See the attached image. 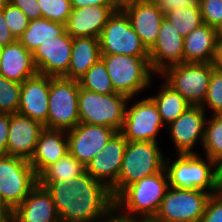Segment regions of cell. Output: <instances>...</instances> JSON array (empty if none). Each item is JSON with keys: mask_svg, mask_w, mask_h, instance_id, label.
Returning <instances> with one entry per match:
<instances>
[{"mask_svg": "<svg viewBox=\"0 0 222 222\" xmlns=\"http://www.w3.org/2000/svg\"><path fill=\"white\" fill-rule=\"evenodd\" d=\"M51 194L60 222H95L114 208L110 189L86 171L54 183H39Z\"/></svg>", "mask_w": 222, "mask_h": 222, "instance_id": "6da1fadb", "label": "cell"}, {"mask_svg": "<svg viewBox=\"0 0 222 222\" xmlns=\"http://www.w3.org/2000/svg\"><path fill=\"white\" fill-rule=\"evenodd\" d=\"M169 188L165 168L126 186L115 198L114 208L138 222L151 221L157 214ZM124 210L123 212H120Z\"/></svg>", "mask_w": 222, "mask_h": 222, "instance_id": "7a4b0ae2", "label": "cell"}, {"mask_svg": "<svg viewBox=\"0 0 222 222\" xmlns=\"http://www.w3.org/2000/svg\"><path fill=\"white\" fill-rule=\"evenodd\" d=\"M169 186L181 190H203L215 194L222 189L219 165L200 154H178L173 162L164 161Z\"/></svg>", "mask_w": 222, "mask_h": 222, "instance_id": "3957f363", "label": "cell"}, {"mask_svg": "<svg viewBox=\"0 0 222 222\" xmlns=\"http://www.w3.org/2000/svg\"><path fill=\"white\" fill-rule=\"evenodd\" d=\"M164 161L156 141H128L117 182L110 188L113 198L126 186L160 172Z\"/></svg>", "mask_w": 222, "mask_h": 222, "instance_id": "277c9868", "label": "cell"}, {"mask_svg": "<svg viewBox=\"0 0 222 222\" xmlns=\"http://www.w3.org/2000/svg\"><path fill=\"white\" fill-rule=\"evenodd\" d=\"M116 93L133 98L151 86L152 69L149 57L125 54H101Z\"/></svg>", "mask_w": 222, "mask_h": 222, "instance_id": "5b68a950", "label": "cell"}, {"mask_svg": "<svg viewBox=\"0 0 222 222\" xmlns=\"http://www.w3.org/2000/svg\"><path fill=\"white\" fill-rule=\"evenodd\" d=\"M38 184L28 160L0 155V206L11 213Z\"/></svg>", "mask_w": 222, "mask_h": 222, "instance_id": "8992f818", "label": "cell"}, {"mask_svg": "<svg viewBox=\"0 0 222 222\" xmlns=\"http://www.w3.org/2000/svg\"><path fill=\"white\" fill-rule=\"evenodd\" d=\"M127 100L123 94H99L79 88V123L106 126L120 132Z\"/></svg>", "mask_w": 222, "mask_h": 222, "instance_id": "52a82bcc", "label": "cell"}, {"mask_svg": "<svg viewBox=\"0 0 222 222\" xmlns=\"http://www.w3.org/2000/svg\"><path fill=\"white\" fill-rule=\"evenodd\" d=\"M79 82L50 77L47 129L69 130L79 124Z\"/></svg>", "mask_w": 222, "mask_h": 222, "instance_id": "ba28073f", "label": "cell"}, {"mask_svg": "<svg viewBox=\"0 0 222 222\" xmlns=\"http://www.w3.org/2000/svg\"><path fill=\"white\" fill-rule=\"evenodd\" d=\"M211 194L203 190L170 187L150 222H200Z\"/></svg>", "mask_w": 222, "mask_h": 222, "instance_id": "9c48e42d", "label": "cell"}, {"mask_svg": "<svg viewBox=\"0 0 222 222\" xmlns=\"http://www.w3.org/2000/svg\"><path fill=\"white\" fill-rule=\"evenodd\" d=\"M213 69L212 63H180L169 67L160 75L190 105L201 106L206 97Z\"/></svg>", "mask_w": 222, "mask_h": 222, "instance_id": "30bf717a", "label": "cell"}, {"mask_svg": "<svg viewBox=\"0 0 222 222\" xmlns=\"http://www.w3.org/2000/svg\"><path fill=\"white\" fill-rule=\"evenodd\" d=\"M101 54H125L149 57V50L131 26L124 11H114L108 18L100 37Z\"/></svg>", "mask_w": 222, "mask_h": 222, "instance_id": "8fae6325", "label": "cell"}, {"mask_svg": "<svg viewBox=\"0 0 222 222\" xmlns=\"http://www.w3.org/2000/svg\"><path fill=\"white\" fill-rule=\"evenodd\" d=\"M133 98H128L124 123L120 133L127 141H156L159 130L164 126L160 114L154 101L144 98L130 105L128 102Z\"/></svg>", "mask_w": 222, "mask_h": 222, "instance_id": "7c38bea8", "label": "cell"}, {"mask_svg": "<svg viewBox=\"0 0 222 222\" xmlns=\"http://www.w3.org/2000/svg\"><path fill=\"white\" fill-rule=\"evenodd\" d=\"M116 133L110 127L79 123L67 130L69 153L86 167Z\"/></svg>", "mask_w": 222, "mask_h": 222, "instance_id": "4fadbf2b", "label": "cell"}, {"mask_svg": "<svg viewBox=\"0 0 222 222\" xmlns=\"http://www.w3.org/2000/svg\"><path fill=\"white\" fill-rule=\"evenodd\" d=\"M72 42L73 38L65 31L61 36L40 44L32 53L38 74L67 78Z\"/></svg>", "mask_w": 222, "mask_h": 222, "instance_id": "5bb4252c", "label": "cell"}, {"mask_svg": "<svg viewBox=\"0 0 222 222\" xmlns=\"http://www.w3.org/2000/svg\"><path fill=\"white\" fill-rule=\"evenodd\" d=\"M184 38L164 18L155 44L149 49L152 72L162 74L169 67L184 63Z\"/></svg>", "mask_w": 222, "mask_h": 222, "instance_id": "9a60e30c", "label": "cell"}, {"mask_svg": "<svg viewBox=\"0 0 222 222\" xmlns=\"http://www.w3.org/2000/svg\"><path fill=\"white\" fill-rule=\"evenodd\" d=\"M206 112L201 106H189L174 122L166 128L169 129L170 136L178 154H196L193 151L195 144L200 145L204 141V131L206 123Z\"/></svg>", "mask_w": 222, "mask_h": 222, "instance_id": "2e32d148", "label": "cell"}, {"mask_svg": "<svg viewBox=\"0 0 222 222\" xmlns=\"http://www.w3.org/2000/svg\"><path fill=\"white\" fill-rule=\"evenodd\" d=\"M127 142L126 138L117 132L86 165V172L110 189L117 182L121 171Z\"/></svg>", "mask_w": 222, "mask_h": 222, "instance_id": "e0dca14e", "label": "cell"}, {"mask_svg": "<svg viewBox=\"0 0 222 222\" xmlns=\"http://www.w3.org/2000/svg\"><path fill=\"white\" fill-rule=\"evenodd\" d=\"M50 76L37 74L21 83L18 114L41 123L47 129Z\"/></svg>", "mask_w": 222, "mask_h": 222, "instance_id": "ac0fdd59", "label": "cell"}, {"mask_svg": "<svg viewBox=\"0 0 222 222\" xmlns=\"http://www.w3.org/2000/svg\"><path fill=\"white\" fill-rule=\"evenodd\" d=\"M45 127L29 117L10 114L9 136L5 155L30 160L35 152L40 133Z\"/></svg>", "mask_w": 222, "mask_h": 222, "instance_id": "d6986e66", "label": "cell"}, {"mask_svg": "<svg viewBox=\"0 0 222 222\" xmlns=\"http://www.w3.org/2000/svg\"><path fill=\"white\" fill-rule=\"evenodd\" d=\"M10 216L14 222H60L51 194L39 183Z\"/></svg>", "mask_w": 222, "mask_h": 222, "instance_id": "ffe728a7", "label": "cell"}, {"mask_svg": "<svg viewBox=\"0 0 222 222\" xmlns=\"http://www.w3.org/2000/svg\"><path fill=\"white\" fill-rule=\"evenodd\" d=\"M131 26L149 50L156 42L161 24L165 18L158 4L143 0L124 10Z\"/></svg>", "mask_w": 222, "mask_h": 222, "instance_id": "44dd1931", "label": "cell"}, {"mask_svg": "<svg viewBox=\"0 0 222 222\" xmlns=\"http://www.w3.org/2000/svg\"><path fill=\"white\" fill-rule=\"evenodd\" d=\"M113 6H89L72 8L65 25L66 32L72 37H95L100 34L108 18L114 13Z\"/></svg>", "mask_w": 222, "mask_h": 222, "instance_id": "7402d4cb", "label": "cell"}, {"mask_svg": "<svg viewBox=\"0 0 222 222\" xmlns=\"http://www.w3.org/2000/svg\"><path fill=\"white\" fill-rule=\"evenodd\" d=\"M69 153L66 130L44 129L39 136L35 152L29 163L39 176L48 166Z\"/></svg>", "mask_w": 222, "mask_h": 222, "instance_id": "603a6c76", "label": "cell"}, {"mask_svg": "<svg viewBox=\"0 0 222 222\" xmlns=\"http://www.w3.org/2000/svg\"><path fill=\"white\" fill-rule=\"evenodd\" d=\"M37 74L32 52L18 40L2 48L0 75L22 83Z\"/></svg>", "mask_w": 222, "mask_h": 222, "instance_id": "cb8c5ba5", "label": "cell"}, {"mask_svg": "<svg viewBox=\"0 0 222 222\" xmlns=\"http://www.w3.org/2000/svg\"><path fill=\"white\" fill-rule=\"evenodd\" d=\"M218 30L202 24L184 37V63H212Z\"/></svg>", "mask_w": 222, "mask_h": 222, "instance_id": "d4e9b609", "label": "cell"}, {"mask_svg": "<svg viewBox=\"0 0 222 222\" xmlns=\"http://www.w3.org/2000/svg\"><path fill=\"white\" fill-rule=\"evenodd\" d=\"M101 58L99 38L75 37L72 42L68 79L78 80Z\"/></svg>", "mask_w": 222, "mask_h": 222, "instance_id": "484cf974", "label": "cell"}, {"mask_svg": "<svg viewBox=\"0 0 222 222\" xmlns=\"http://www.w3.org/2000/svg\"><path fill=\"white\" fill-rule=\"evenodd\" d=\"M65 31L64 24L41 17L29 21L27 29L18 41L33 53L40 44L61 36Z\"/></svg>", "mask_w": 222, "mask_h": 222, "instance_id": "4316f807", "label": "cell"}, {"mask_svg": "<svg viewBox=\"0 0 222 222\" xmlns=\"http://www.w3.org/2000/svg\"><path fill=\"white\" fill-rule=\"evenodd\" d=\"M156 96H150L154 101L161 120L166 127L174 122L189 106L188 101L166 82L161 86Z\"/></svg>", "mask_w": 222, "mask_h": 222, "instance_id": "83f0119b", "label": "cell"}, {"mask_svg": "<svg viewBox=\"0 0 222 222\" xmlns=\"http://www.w3.org/2000/svg\"><path fill=\"white\" fill-rule=\"evenodd\" d=\"M86 171V167L74 156L67 153L56 163L48 166L39 176L38 183H54L77 177Z\"/></svg>", "mask_w": 222, "mask_h": 222, "instance_id": "f1b7e54d", "label": "cell"}, {"mask_svg": "<svg viewBox=\"0 0 222 222\" xmlns=\"http://www.w3.org/2000/svg\"><path fill=\"white\" fill-rule=\"evenodd\" d=\"M164 15L165 19L175 26L176 31L183 38L203 24L199 5L167 11Z\"/></svg>", "mask_w": 222, "mask_h": 222, "instance_id": "f546056e", "label": "cell"}, {"mask_svg": "<svg viewBox=\"0 0 222 222\" xmlns=\"http://www.w3.org/2000/svg\"><path fill=\"white\" fill-rule=\"evenodd\" d=\"M202 147L205 156L218 165L222 163V114L212 115L206 119Z\"/></svg>", "mask_w": 222, "mask_h": 222, "instance_id": "4dcf8cb0", "label": "cell"}, {"mask_svg": "<svg viewBox=\"0 0 222 222\" xmlns=\"http://www.w3.org/2000/svg\"><path fill=\"white\" fill-rule=\"evenodd\" d=\"M78 82L80 88L97 92L99 94L116 93L108 75L106 65L101 58L78 79Z\"/></svg>", "mask_w": 222, "mask_h": 222, "instance_id": "1f68e13d", "label": "cell"}, {"mask_svg": "<svg viewBox=\"0 0 222 222\" xmlns=\"http://www.w3.org/2000/svg\"><path fill=\"white\" fill-rule=\"evenodd\" d=\"M21 83L0 75V113H17L20 105Z\"/></svg>", "mask_w": 222, "mask_h": 222, "instance_id": "d6a6232c", "label": "cell"}, {"mask_svg": "<svg viewBox=\"0 0 222 222\" xmlns=\"http://www.w3.org/2000/svg\"><path fill=\"white\" fill-rule=\"evenodd\" d=\"M201 107L206 113L209 107L213 115L222 114V70L215 67L212 70L206 97Z\"/></svg>", "mask_w": 222, "mask_h": 222, "instance_id": "836d02e7", "label": "cell"}, {"mask_svg": "<svg viewBox=\"0 0 222 222\" xmlns=\"http://www.w3.org/2000/svg\"><path fill=\"white\" fill-rule=\"evenodd\" d=\"M42 17L66 25L72 7L70 0H38Z\"/></svg>", "mask_w": 222, "mask_h": 222, "instance_id": "e575fe53", "label": "cell"}, {"mask_svg": "<svg viewBox=\"0 0 222 222\" xmlns=\"http://www.w3.org/2000/svg\"><path fill=\"white\" fill-rule=\"evenodd\" d=\"M3 15L6 25L12 32L13 36L18 40L27 29L30 20L21 9L12 5L11 3L7 4L3 8Z\"/></svg>", "mask_w": 222, "mask_h": 222, "instance_id": "d590c367", "label": "cell"}, {"mask_svg": "<svg viewBox=\"0 0 222 222\" xmlns=\"http://www.w3.org/2000/svg\"><path fill=\"white\" fill-rule=\"evenodd\" d=\"M203 23L222 30V0H199Z\"/></svg>", "mask_w": 222, "mask_h": 222, "instance_id": "8d00e7d4", "label": "cell"}, {"mask_svg": "<svg viewBox=\"0 0 222 222\" xmlns=\"http://www.w3.org/2000/svg\"><path fill=\"white\" fill-rule=\"evenodd\" d=\"M200 222H222V189L211 194Z\"/></svg>", "mask_w": 222, "mask_h": 222, "instance_id": "74e56055", "label": "cell"}, {"mask_svg": "<svg viewBox=\"0 0 222 222\" xmlns=\"http://www.w3.org/2000/svg\"><path fill=\"white\" fill-rule=\"evenodd\" d=\"M10 3L21 9L29 20H35L42 17V11L38 0H10Z\"/></svg>", "mask_w": 222, "mask_h": 222, "instance_id": "f35d334b", "label": "cell"}, {"mask_svg": "<svg viewBox=\"0 0 222 222\" xmlns=\"http://www.w3.org/2000/svg\"><path fill=\"white\" fill-rule=\"evenodd\" d=\"M10 114L0 113V155L6 154L9 136Z\"/></svg>", "mask_w": 222, "mask_h": 222, "instance_id": "ab89813d", "label": "cell"}, {"mask_svg": "<svg viewBox=\"0 0 222 222\" xmlns=\"http://www.w3.org/2000/svg\"><path fill=\"white\" fill-rule=\"evenodd\" d=\"M199 0H161L157 4L159 8L165 13L167 11L178 10L183 7L199 5Z\"/></svg>", "mask_w": 222, "mask_h": 222, "instance_id": "60d3db41", "label": "cell"}, {"mask_svg": "<svg viewBox=\"0 0 222 222\" xmlns=\"http://www.w3.org/2000/svg\"><path fill=\"white\" fill-rule=\"evenodd\" d=\"M17 39L13 36L12 32L6 25V21L3 15V9L0 10V46L4 47L13 43Z\"/></svg>", "mask_w": 222, "mask_h": 222, "instance_id": "b9f144b4", "label": "cell"}, {"mask_svg": "<svg viewBox=\"0 0 222 222\" xmlns=\"http://www.w3.org/2000/svg\"><path fill=\"white\" fill-rule=\"evenodd\" d=\"M72 8L89 6H113L112 0H70Z\"/></svg>", "mask_w": 222, "mask_h": 222, "instance_id": "7bdbcfd3", "label": "cell"}, {"mask_svg": "<svg viewBox=\"0 0 222 222\" xmlns=\"http://www.w3.org/2000/svg\"><path fill=\"white\" fill-rule=\"evenodd\" d=\"M212 64L215 68L222 70V30H219L217 33L215 53Z\"/></svg>", "mask_w": 222, "mask_h": 222, "instance_id": "ee69618b", "label": "cell"}, {"mask_svg": "<svg viewBox=\"0 0 222 222\" xmlns=\"http://www.w3.org/2000/svg\"><path fill=\"white\" fill-rule=\"evenodd\" d=\"M95 222H138L133 219H129L127 216L120 214L116 209L113 208L106 216Z\"/></svg>", "mask_w": 222, "mask_h": 222, "instance_id": "f6af8a7d", "label": "cell"}, {"mask_svg": "<svg viewBox=\"0 0 222 222\" xmlns=\"http://www.w3.org/2000/svg\"><path fill=\"white\" fill-rule=\"evenodd\" d=\"M143 0H112L115 11H124L126 8L137 4Z\"/></svg>", "mask_w": 222, "mask_h": 222, "instance_id": "bcb514c9", "label": "cell"}, {"mask_svg": "<svg viewBox=\"0 0 222 222\" xmlns=\"http://www.w3.org/2000/svg\"><path fill=\"white\" fill-rule=\"evenodd\" d=\"M9 216L10 213L5 208H0V222H4Z\"/></svg>", "mask_w": 222, "mask_h": 222, "instance_id": "7dc6e473", "label": "cell"}, {"mask_svg": "<svg viewBox=\"0 0 222 222\" xmlns=\"http://www.w3.org/2000/svg\"><path fill=\"white\" fill-rule=\"evenodd\" d=\"M9 3L10 0H0V10L3 9Z\"/></svg>", "mask_w": 222, "mask_h": 222, "instance_id": "c3c4849f", "label": "cell"}, {"mask_svg": "<svg viewBox=\"0 0 222 222\" xmlns=\"http://www.w3.org/2000/svg\"><path fill=\"white\" fill-rule=\"evenodd\" d=\"M219 175L222 182V163L219 165Z\"/></svg>", "mask_w": 222, "mask_h": 222, "instance_id": "681fc988", "label": "cell"}, {"mask_svg": "<svg viewBox=\"0 0 222 222\" xmlns=\"http://www.w3.org/2000/svg\"><path fill=\"white\" fill-rule=\"evenodd\" d=\"M4 222H14L11 216H9Z\"/></svg>", "mask_w": 222, "mask_h": 222, "instance_id": "f907efd6", "label": "cell"}, {"mask_svg": "<svg viewBox=\"0 0 222 222\" xmlns=\"http://www.w3.org/2000/svg\"><path fill=\"white\" fill-rule=\"evenodd\" d=\"M147 1H150V2H153V3H158L159 1H161V0H147Z\"/></svg>", "mask_w": 222, "mask_h": 222, "instance_id": "816d5d0a", "label": "cell"}, {"mask_svg": "<svg viewBox=\"0 0 222 222\" xmlns=\"http://www.w3.org/2000/svg\"><path fill=\"white\" fill-rule=\"evenodd\" d=\"M2 48H3V47L0 46V62H1Z\"/></svg>", "mask_w": 222, "mask_h": 222, "instance_id": "f5cc1de1", "label": "cell"}]
</instances>
